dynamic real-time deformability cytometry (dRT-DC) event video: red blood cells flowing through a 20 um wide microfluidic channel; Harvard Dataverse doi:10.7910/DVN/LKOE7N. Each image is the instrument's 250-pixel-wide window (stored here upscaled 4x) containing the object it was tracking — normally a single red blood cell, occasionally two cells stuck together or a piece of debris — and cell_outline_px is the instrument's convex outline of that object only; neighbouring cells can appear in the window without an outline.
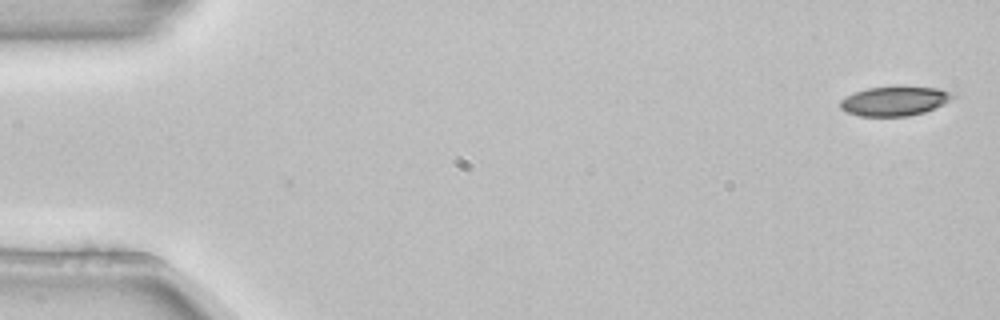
{"species": "common noctule bat (a hibernating species)", "species_latin": "Nyctalus noctula", "temperature_condition": "room temperature", "stored_images_in_passage": 4, "camera_frame_rate_fps": 3000, "um_per_image_px": 0.085, "animal": {"sex": "female", "body_mass_g": 22.7, "forearm_length_mm": 54.2}, "frame": {"image": 1, "passage_image": 1, "time_ms": 0.0, "image_size_px": [1000, 320], "cell_outline_px": [[956, 96], [944, 104], [924, 112], [908, 116], [860, 116], [848, 112], [840, 108], [840, 100], [856, 92], [868, 88], [896, 84], [900, 84], [940, 88], [956, 92]], "centroid_in_image_um": [76.12, 8.54], "position_along_channel_um": 8.9, "area_um2": 19.94}}
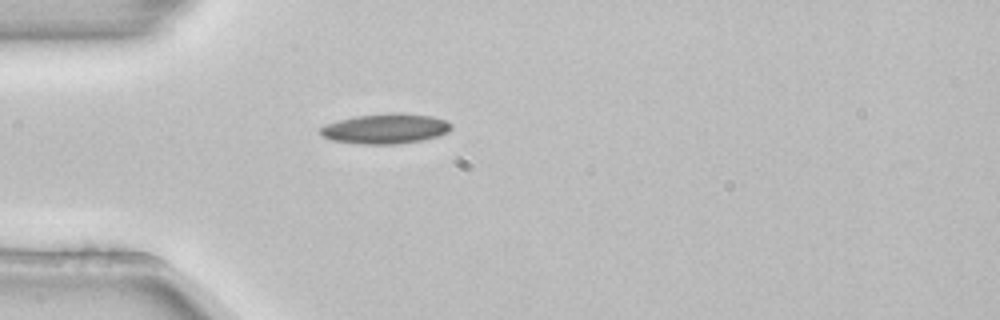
{"frame": {"image": 2, "passage_image": 4, "time_ms": 1.0, "image_size_px": [1000, 320], "cell_outline_px": [[452, 128], [448, 132], [436, 136], [420, 140], [396, 144], [360, 144], [332, 140], [320, 136], [320, 128], [328, 124], [340, 120], [356, 116], [388, 112], [400, 112], [432, 116], [444, 120], [452, 124]], "centroid_in_image_um": [32.77, 10.93], "position_along_channel_um": 52.2, "area_um2": 22.89}}